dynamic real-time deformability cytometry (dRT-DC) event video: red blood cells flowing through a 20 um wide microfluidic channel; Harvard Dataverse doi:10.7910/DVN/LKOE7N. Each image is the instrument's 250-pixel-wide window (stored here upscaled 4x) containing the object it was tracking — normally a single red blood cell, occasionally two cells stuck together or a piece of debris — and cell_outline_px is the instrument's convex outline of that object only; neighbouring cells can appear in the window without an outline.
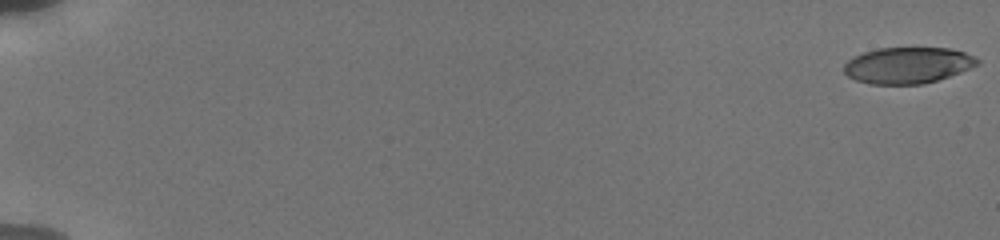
{"species": "human", "species_latin": "Homo sapiens", "temperature_condition": "cold", "stored_images_in_passage": 19, "camera_frame_rate_fps": 3000, "um_per_image_px": 0.085, "donor": {"sex": "male"}, "frame": {"image": 1, "passage_image": 1, "time_ms": 0.0, "image_size_px": [1000, 240], "cell_outline_px": [[980, 64], [960, 72], [924, 84], [868, 84], [856, 80], [848, 76], [844, 72], [844, 64], [852, 56], [876, 48], [948, 48], [964, 52], [980, 60]], "centroid_in_image_um": [77.13, 5.55], "position_along_channel_um": 7.9, "area_um2": 28.15}}
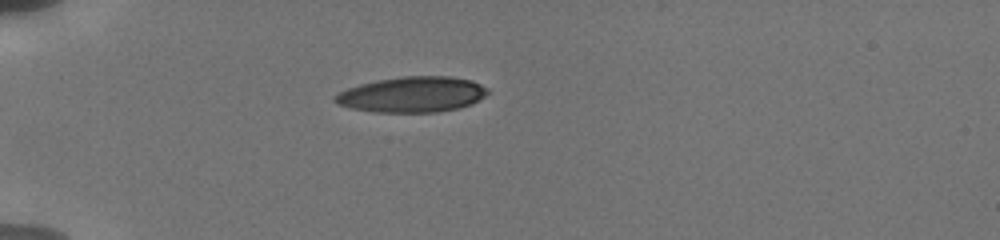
{"frame": {"image": 2, "passage_image": 14, "time_ms": 5.667, "image_size_px": [1000, 240], "cell_outline_px": [[488, 92], [484, 96], [472, 104], [460, 108], [436, 112], [372, 112], [352, 108], [336, 104], [332, 100], [332, 96], [348, 88], [360, 84], [380, 80], [404, 76], [448, 76], [472, 80], [488, 88]], "centroid_in_image_um": [35.03, 8.04], "position_along_channel_um": 50.0, "area_um2": 31.67}}
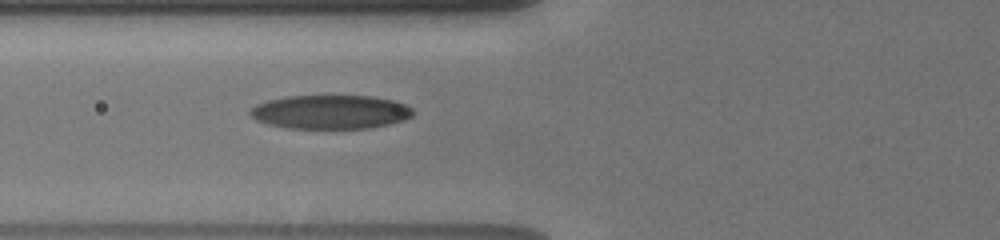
{"frame": {"image": 3, "passage_image": 19, "time_ms": 7.667, "image_size_px": [1000, 240], "cell_outline_px": [[412, 116], [404, 120], [388, 124], [368, 128], [284, 128], [268, 124], [256, 120], [248, 112], [256, 104], [268, 100], [288, 96], [372, 96], [392, 100], [404, 104], [412, 108]], "centroid_in_image_um": [28.07, 9.52], "position_along_channel_um": 97.7, "area_um2": 32.02}}